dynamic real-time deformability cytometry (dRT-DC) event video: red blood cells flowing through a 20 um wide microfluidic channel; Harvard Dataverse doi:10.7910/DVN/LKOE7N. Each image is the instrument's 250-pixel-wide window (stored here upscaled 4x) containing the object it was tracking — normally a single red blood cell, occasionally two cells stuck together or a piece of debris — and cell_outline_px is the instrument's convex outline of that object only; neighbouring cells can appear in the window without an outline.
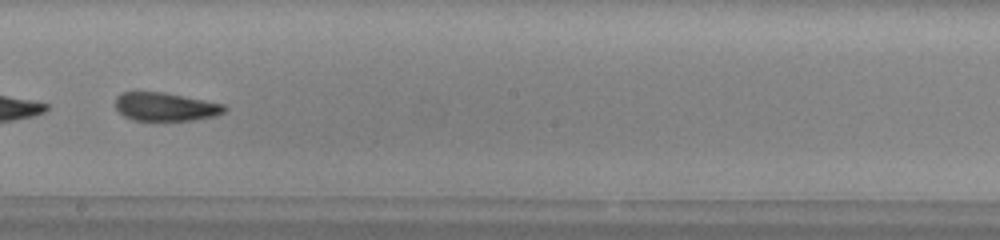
{"species": "common noctule bat (a hibernating species)", "species_latin": "Nyctalus noctula", "temperature_condition": "warm", "stored_images_in_passage": 49, "camera_frame_rate_fps": 3000, "um_per_image_px": 0.085, "animal": {"sex": "male", "body_mass_g": 13.0, "forearm_length_mm": 53.1}, "frame": {"image": 1, "passage_image": 28, "time_ms": 9.0, "image_size_px": [1000, 240], "cell_outline_px": [[228, 108], [224, 112], [216, 116], [192, 120], [132, 120], [124, 116], [116, 108], [116, 96], [120, 92], [164, 92], [224, 104]], "centroid_in_image_um": [14.07, 9.07], "position_along_channel_um": 234.1, "area_um2": 18.03}, "authors_computed_cell_mechanics": {"area_um2": 19.941, "velocity_mm_per_s": 3.9816, "shape_relaxation_time_tau1_ms": 5.3331, "shape_relaxation_time_tau2_ms": 2.6986, "deformation_change_tau1": 0.1479, "deformation_change_tau2": 0.1085}}